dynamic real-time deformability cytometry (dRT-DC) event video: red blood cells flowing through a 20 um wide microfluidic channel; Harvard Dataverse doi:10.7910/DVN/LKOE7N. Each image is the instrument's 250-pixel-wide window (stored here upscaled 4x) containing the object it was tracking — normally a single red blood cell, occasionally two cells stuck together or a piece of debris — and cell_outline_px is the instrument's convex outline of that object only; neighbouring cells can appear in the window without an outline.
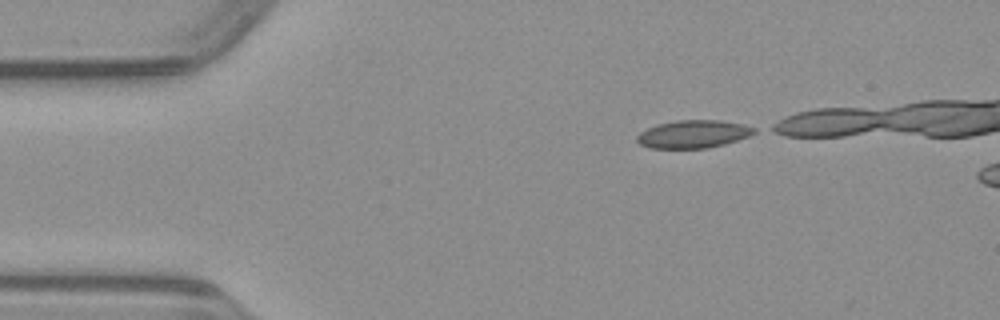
{"species": "common noctule bat (a hibernating species)", "species_latin": "Nyctalus noctula", "temperature_condition": "warm", "stored_images_in_passage": 14, "camera_frame_rate_fps": 3000, "um_per_image_px": 0.085, "animal": {"sex": "male", "body_mass_g": 23.1, "forearm_length_mm": 52.7}, "frame": {"image": 1, "passage_image": 1, "time_ms": 0.0, "image_size_px": [1000, 320], "cell_outline_px": [[756, 132], [748, 136], [724, 144], [708, 148], [648, 148], [640, 144], [636, 140], [636, 136], [640, 132], [656, 124], [676, 120], [720, 120], [744, 124], [756, 128]], "centroid_in_image_um": [58.91, 11.39], "position_along_channel_um": 26.1, "area_um2": 19.07}}
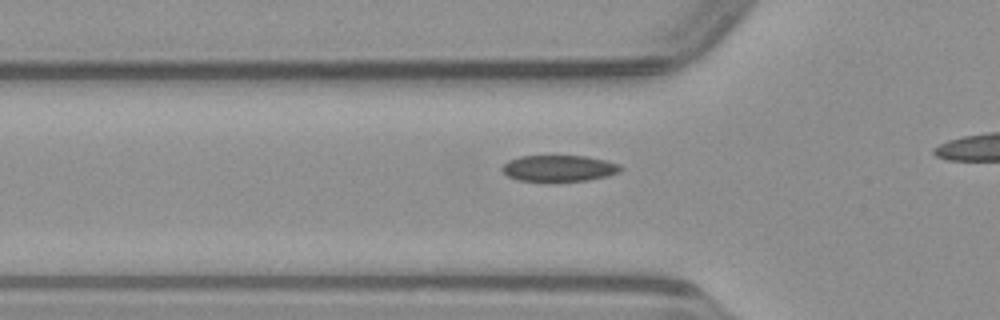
{"frame": {"image": 2, "passage_image": 9, "time_ms": 2.667, "image_size_px": [1000, 320], "cell_outline_px": [[624, 168], [620, 172], [608, 176], [588, 180], [520, 180], [508, 176], [500, 168], [508, 160], [520, 156], [584, 156], [604, 160], [620, 164]], "centroid_in_image_um": [47.54, 14.29], "position_along_channel_um": 78.3, "area_um2": 17.86}}
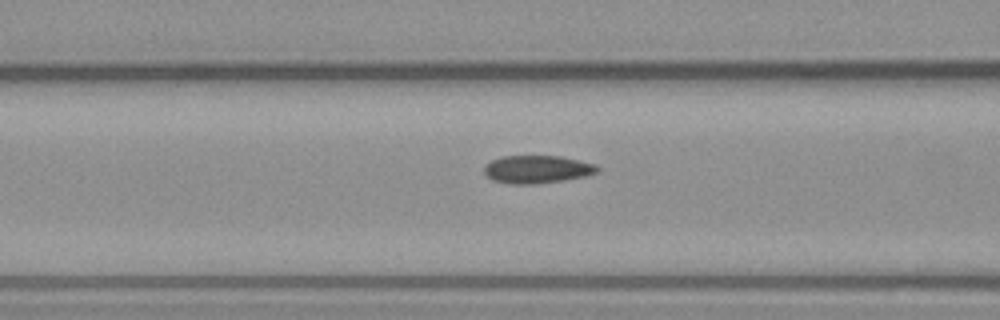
{"frame": {"image": 3, "passage_image": 12, "time_ms": 3.667, "image_size_px": [1000, 320], "cell_outline_px": [[600, 168], [596, 172], [584, 176], [564, 180], [536, 184], [508, 184], [492, 180], [484, 172], [484, 164], [492, 160], [504, 156], [560, 156], [580, 160], [596, 164]], "centroid_in_image_um": [45.64, 14.39], "position_along_channel_um": 121.0, "area_um2": 18.44}}